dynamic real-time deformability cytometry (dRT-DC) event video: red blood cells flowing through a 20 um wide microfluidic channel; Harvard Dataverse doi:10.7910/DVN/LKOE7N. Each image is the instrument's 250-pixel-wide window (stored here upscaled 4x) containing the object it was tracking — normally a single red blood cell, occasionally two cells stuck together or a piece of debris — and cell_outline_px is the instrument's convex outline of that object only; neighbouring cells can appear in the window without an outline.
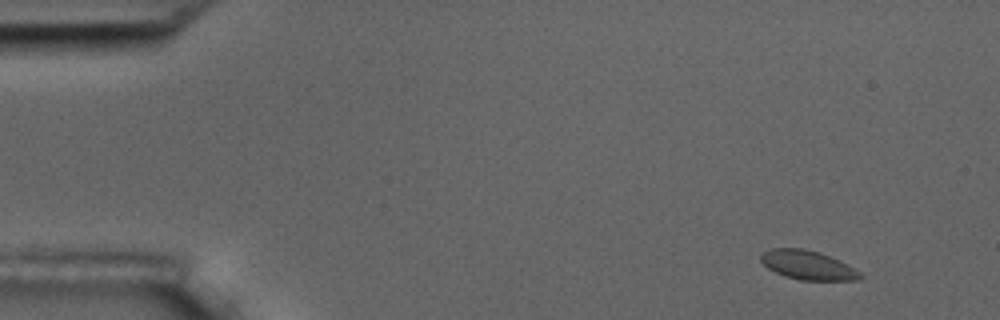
{"species": "common noctule bat (a hibernating species)", "species_latin": "Nyctalus noctula", "temperature_condition": "room temperature", "stored_images_in_passage": 4, "camera_frame_rate_fps": 3000, "um_per_image_px": 0.085, "animal": {"sex": "male", "body_mass_g": 17.5, "forearm_length_mm": 52.3}, "frame": {"image": 1, "passage_image": 1, "time_ms": 0.0, "image_size_px": [1000, 320], "cell_outline_px": [[864, 276], [860, 280], [800, 280], [784, 276], [768, 268], [760, 260], [760, 256], [764, 252], [772, 248], [804, 248], [820, 252], [860, 272]], "centroid_in_image_um": [68.63, 22.54], "position_along_channel_um": 16.4, "area_um2": 16.59}}